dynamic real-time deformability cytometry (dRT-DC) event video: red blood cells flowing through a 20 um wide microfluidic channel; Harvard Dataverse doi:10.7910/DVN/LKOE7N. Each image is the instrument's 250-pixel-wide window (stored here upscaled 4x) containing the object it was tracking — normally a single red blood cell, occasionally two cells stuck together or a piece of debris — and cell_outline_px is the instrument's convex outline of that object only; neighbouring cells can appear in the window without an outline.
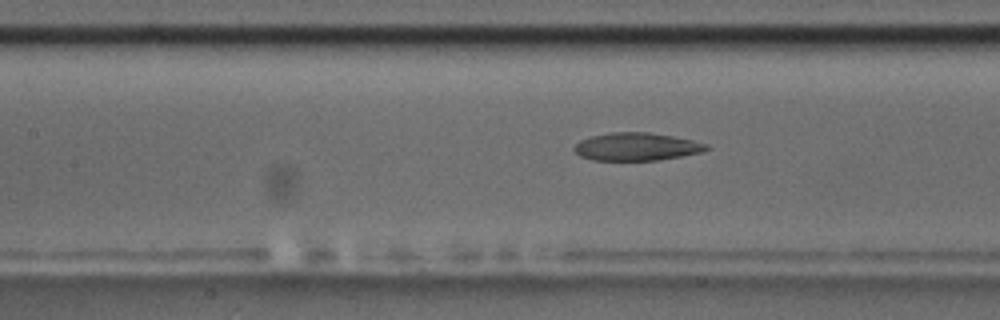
{"species": "common noctule bat (a hibernating species)", "species_latin": "Nyctalus noctula", "temperature_condition": "room temperature", "stored_images_in_passage": 46, "camera_frame_rate_fps": 3000, "um_per_image_px": 0.085, "animal": {"sex": "male", "body_mass_g": 17.5, "forearm_length_mm": 52.3}, "frame": {"image": 1, "passage_image": 15, "time_ms": 4.667, "image_size_px": [1000, 320], "cell_outline_px": [[708, 148], [700, 152], [680, 156], [656, 160], [592, 160], [580, 156], [572, 148], [580, 140], [592, 136], [612, 132], [648, 132], [672, 136], [692, 140], [708, 144]], "centroid_in_image_um": [54.07, 12.46], "position_along_channel_um": 153.3, "area_um2": 21.21}}
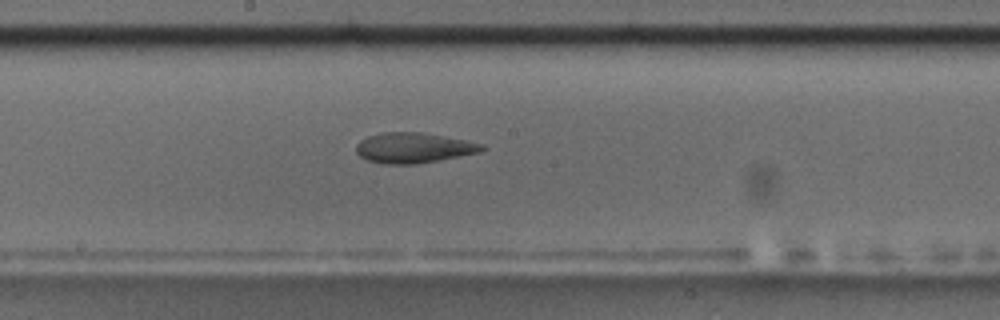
{"frame": {"image": 2, "passage_image": 20, "time_ms": 6.333, "image_size_px": [1000, 320], "cell_outline_px": [[484, 148], [480, 152], [460, 156], [416, 164], [380, 164], [368, 160], [360, 156], [356, 152], [356, 144], [360, 140], [368, 136], [384, 132], [420, 132], [464, 140], [484, 144]], "centroid_in_image_um": [35.11, 12.57], "position_along_channel_um": 213.1, "area_um2": 22.08}}
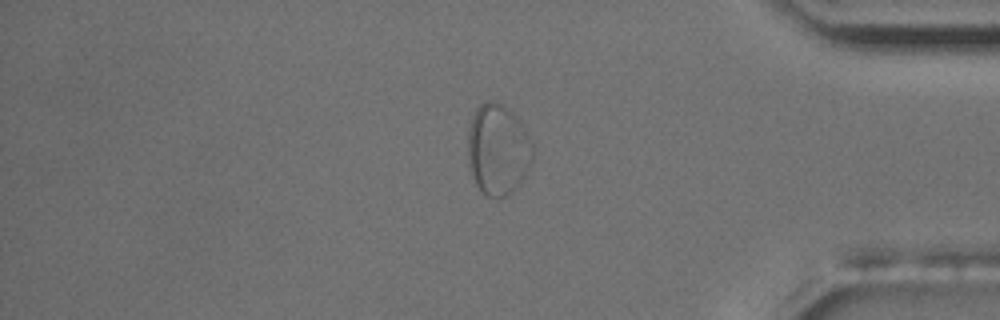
{"frame": {"image": 3, "passage_image": 37, "time_ms": 12.0, "image_size_px": [1000, 320], "cell_outline_px": [[532, 160], [524, 176], [516, 188], [508, 196], [488, 196], [476, 184], [472, 176], [468, 164], [468, 128], [472, 116], [476, 108], [480, 104], [488, 100], [492, 100], [500, 104], [512, 112], [516, 116], [528, 136], [532, 144]], "centroid_in_image_um": [42.29, 12.7], "position_along_channel_um": 392.9, "area_um2": 34.1}, "authors_computed_cell_mechanics": {"area_um2": 24.7095, "velocity_mm_per_s": 3.6086, "shape_relaxation_time_tau1_ms": null, "shape_relaxation_time_tau2_ms": 1.8727, "deformation_change_tau1": null, "deformation_change_tau2": 0.0715}}